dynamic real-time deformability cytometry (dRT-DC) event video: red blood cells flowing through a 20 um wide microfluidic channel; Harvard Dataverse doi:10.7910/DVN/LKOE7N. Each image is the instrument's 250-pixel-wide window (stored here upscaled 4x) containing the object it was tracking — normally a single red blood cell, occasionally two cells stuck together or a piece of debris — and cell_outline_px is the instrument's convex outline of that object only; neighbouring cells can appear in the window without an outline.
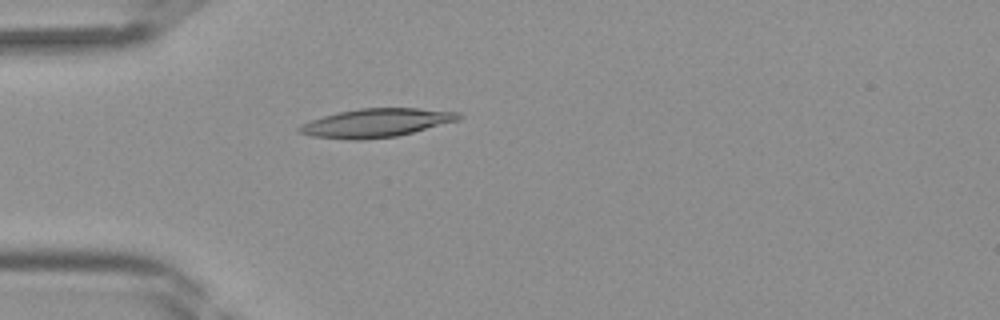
{"species": "Egyptian fruit bat (a non-hibernating species)", "species_latin": "Rousettus aegyptiacus", "temperature_condition": "room temperature", "stored_images_in_passage": 26, "camera_frame_rate_fps": 3000, "um_per_image_px": 0.085, "frame": {"image": 1, "passage_image": 2, "time_ms": 0.333, "image_size_px": [1000, 320], "cell_outline_px": [[464, 116], [460, 120], [396, 136], [360, 140], [348, 140], [312, 136], [300, 132], [296, 128], [312, 120], [324, 116], [340, 112], [360, 108], [416, 108], [460, 112]], "centroid_in_image_um": [32.03, 10.44], "position_along_channel_um": 53.0, "area_um2": 26.3}}
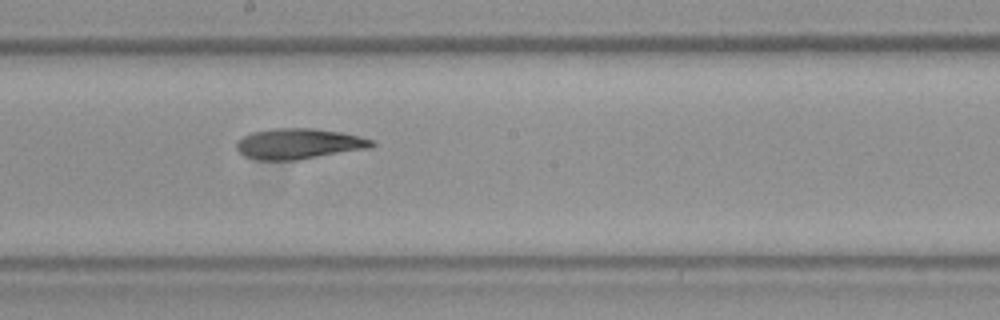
{"frame": {"image": 2, "passage_image": 13, "time_ms": 4.0, "image_size_px": [1000, 320], "cell_outline_px": [[376, 144], [372, 148], [300, 160], [256, 160], [244, 156], [236, 148], [236, 140], [252, 132], [272, 128], [312, 128], [340, 132], [372, 140]], "centroid_in_image_um": [25.38, 12.23], "position_along_channel_um": 222.8, "area_um2": 24.33}}
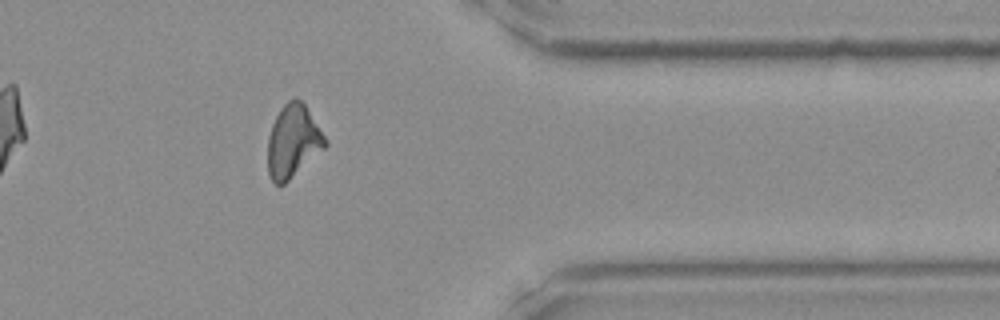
{"frame": {"image": 3, "passage_image": 24, "time_ms": 7.667, "image_size_px": [1000, 320], "cell_outline_px": [[328, 144], [324, 148], [284, 184], [276, 184], [272, 180], [268, 172], [268, 136], [272, 124], [280, 108], [292, 96], [296, 96], [304, 104], [328, 140]], "centroid_in_image_um": [24.9, 11.97], "position_along_channel_um": 386.5, "area_um2": 24.16}}